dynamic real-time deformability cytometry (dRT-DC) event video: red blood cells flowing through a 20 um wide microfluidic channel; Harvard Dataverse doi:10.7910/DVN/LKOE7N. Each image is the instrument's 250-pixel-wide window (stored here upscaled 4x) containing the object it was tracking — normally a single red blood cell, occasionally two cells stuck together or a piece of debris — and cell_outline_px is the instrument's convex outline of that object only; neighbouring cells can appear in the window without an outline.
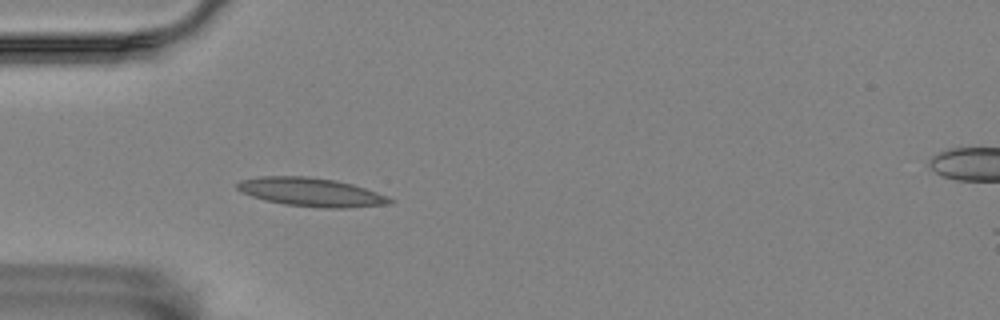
{"species": "Egyptian fruit bat (a non-hibernating species)", "species_latin": "Rousettus aegyptiacus", "temperature_condition": "room temperature", "stored_images_in_passage": 56, "camera_frame_rate_fps": 3000, "um_per_image_px": 0.085, "animal": {"sex": "female"}, "frame": {"image": 1, "passage_image": 16, "time_ms": 5.0, "image_size_px": [1000, 320], "cell_outline_px": [[396, 200], [392, 204], [348, 208], [324, 208], [284, 204], [264, 200], [240, 192], [236, 188], [236, 184], [240, 180], [260, 176], [304, 176], [336, 180], [352, 184], [388, 196]], "centroid_in_image_um": [26.46, 16.34], "position_along_channel_um": 58.5, "area_um2": 25.61}}
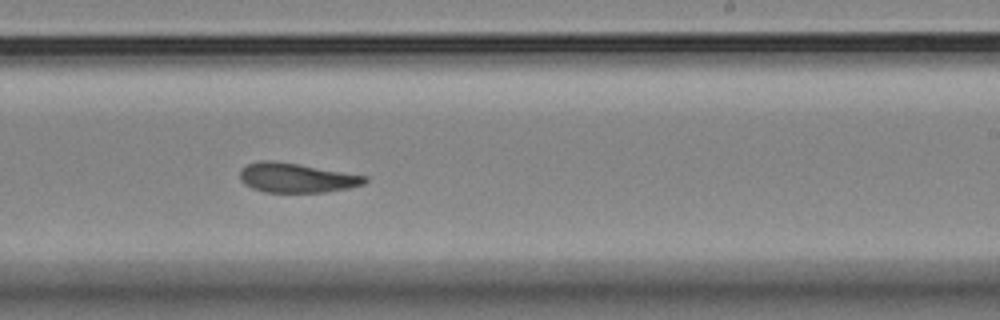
{"frame": {"image": 2, "passage_image": 34, "time_ms": 11.0, "image_size_px": [1000, 320], "cell_outline_px": [[368, 180], [364, 184], [348, 188], [324, 192], [264, 192], [252, 188], [244, 184], [240, 180], [240, 168], [248, 164], [260, 160], [272, 160], [368, 176]], "centroid_in_image_um": [25.17, 15.11], "position_along_channel_um": 263.8, "area_um2": 21.39}}
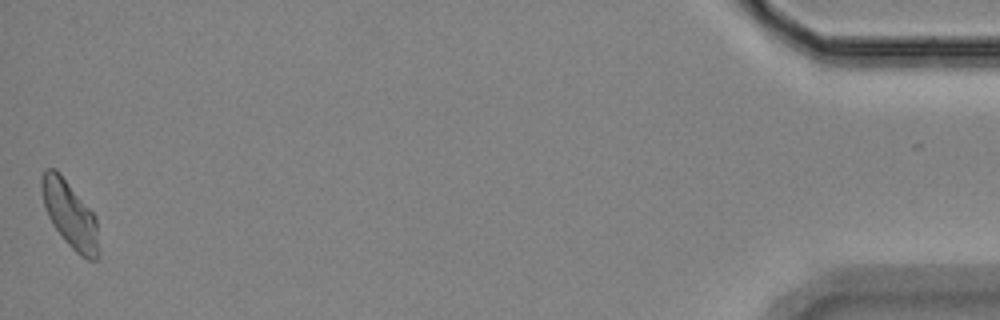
{"frame": {"image": 3, "passage_image": 56, "time_ms": 18.333, "image_size_px": [1000, 320], "cell_outline_px": [[100, 256], [96, 260], [88, 260], [80, 256], [64, 240], [52, 224], [48, 216], [44, 204], [40, 188], [40, 180], [44, 168], [52, 168], [64, 180], [96, 216], [100, 252]], "centroid_in_image_um": [5.96, 18.31], "position_along_channel_um": 429.2, "area_um2": 21.91}, "authors_computed_cell_mechanics": {"area_um2": 22.1085, "velocity_mm_per_s": 3.474, "shape_relaxation_time_tau1_ms": null, "shape_relaxation_time_tau2_ms": 1.2676, "deformation_change_tau1": null, "deformation_change_tau2": 0.0802}}